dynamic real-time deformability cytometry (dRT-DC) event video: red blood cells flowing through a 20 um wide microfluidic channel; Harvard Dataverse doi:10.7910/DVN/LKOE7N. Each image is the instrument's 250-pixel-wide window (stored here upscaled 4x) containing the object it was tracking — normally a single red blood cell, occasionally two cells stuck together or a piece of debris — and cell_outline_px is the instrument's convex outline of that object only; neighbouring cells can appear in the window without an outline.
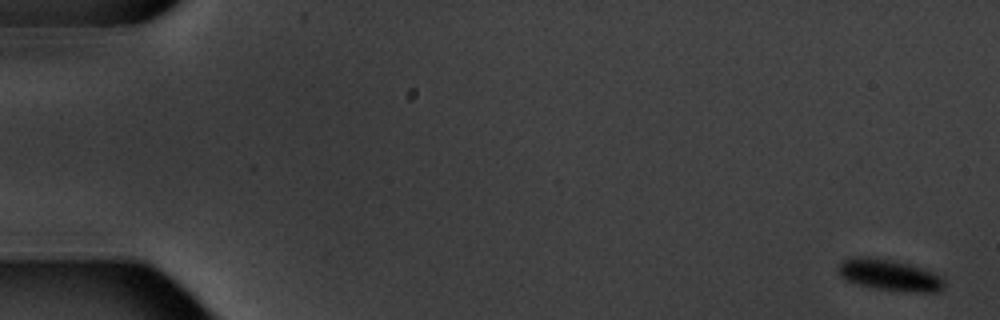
{"species": "common noctule bat (a hibernating species)", "species_latin": "Nyctalus noctula", "temperature_condition": "warm", "stored_images_in_passage": 7, "camera_frame_rate_fps": 3000, "um_per_image_px": 0.085, "animal": {"sex": "male", "body_mass_g": 20.1, "forearm_length_mm": 53.5}, "frame": {"image": 1, "passage_image": 1, "time_ms": 0.0, "image_size_px": [1000, 320], "cell_outline_px": [[944, 288], [940, 292], [904, 292], [872, 288], [844, 280], [840, 276], [840, 264], [844, 260], [852, 256], [868, 256], [892, 260], [908, 264], [932, 272], [940, 276], [944, 280]], "centroid_in_image_um": [75.61, 23.39], "position_along_channel_um": 9.4, "area_um2": 19.42}}
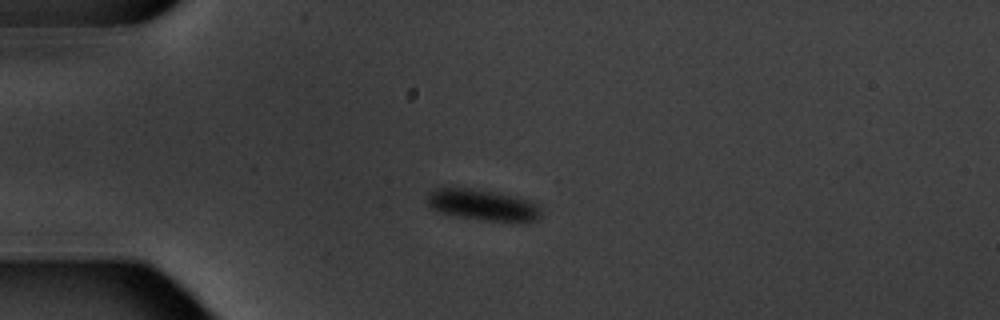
{"frame": {"image": 2, "passage_image": 5, "time_ms": 4.667, "image_size_px": [1000, 320], "cell_outline_px": [[540, 220], [520, 224], [516, 224], [480, 220], [440, 212], [432, 208], [428, 204], [428, 196], [436, 188], [468, 188], [516, 196], [528, 200], [540, 208]], "centroid_in_image_um": [41.13, 17.47], "position_along_channel_um": 43.9, "area_um2": 20.81}}